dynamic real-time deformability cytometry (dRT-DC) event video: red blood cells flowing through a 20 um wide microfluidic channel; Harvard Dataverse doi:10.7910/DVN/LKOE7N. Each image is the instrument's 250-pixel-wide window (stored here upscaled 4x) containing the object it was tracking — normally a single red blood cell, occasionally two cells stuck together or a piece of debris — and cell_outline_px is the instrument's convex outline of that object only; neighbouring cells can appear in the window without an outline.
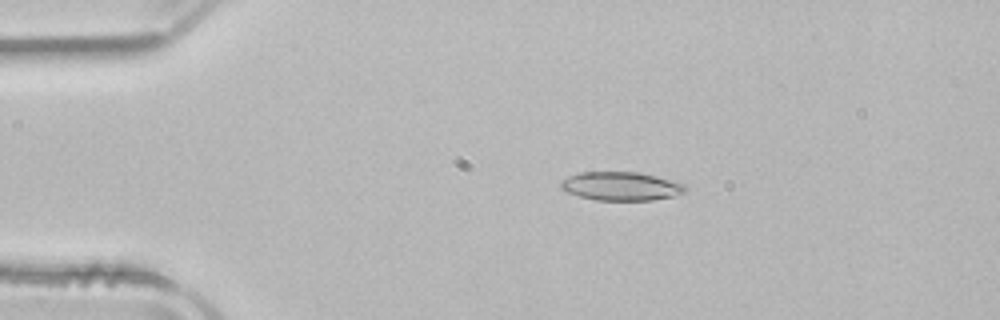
{"species": "common noctule bat (a hibernating species)", "species_latin": "Nyctalus noctula", "temperature_condition": "room temperature", "stored_images_in_passage": 51, "camera_frame_rate_fps": 3000, "um_per_image_px": 0.085, "animal": {"sex": "male", "body_mass_g": 21.5, "forearm_length_mm": 52.0}, "frame": {"image": 1, "passage_image": 10, "time_ms": 3.0, "image_size_px": [1000, 320], "cell_outline_px": [[688, 188], [684, 192], [672, 196], [652, 200], [596, 200], [580, 196], [568, 192], [560, 188], [560, 180], [568, 176], [580, 172], [640, 172], [656, 176], [684, 184]], "centroid_in_image_um": [52.76, 15.82], "position_along_channel_um": 32.2, "area_um2": 20.69}}
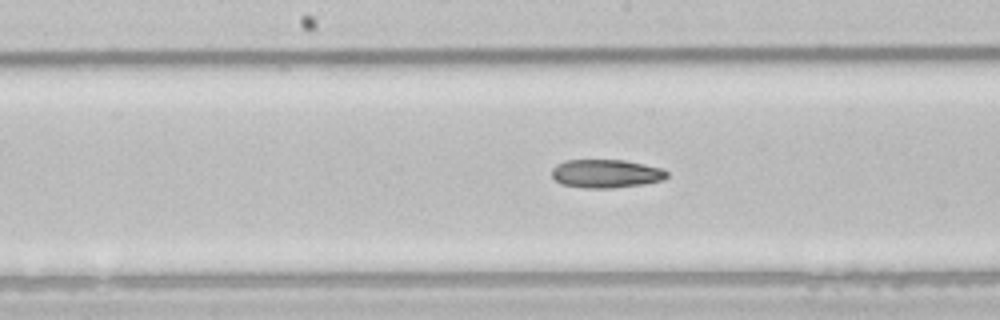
{"frame": {"image": 2, "passage_image": 26, "time_ms": 8.333, "image_size_px": [1000, 320], "cell_outline_px": [[668, 176], [664, 180], [644, 184], [612, 188], [584, 188], [560, 184], [552, 176], [552, 168], [556, 164], [564, 160], [624, 160], [664, 168], [668, 172]], "centroid_in_image_um": [51.52, 14.76], "position_along_channel_um": 196.7, "area_um2": 19.31}}
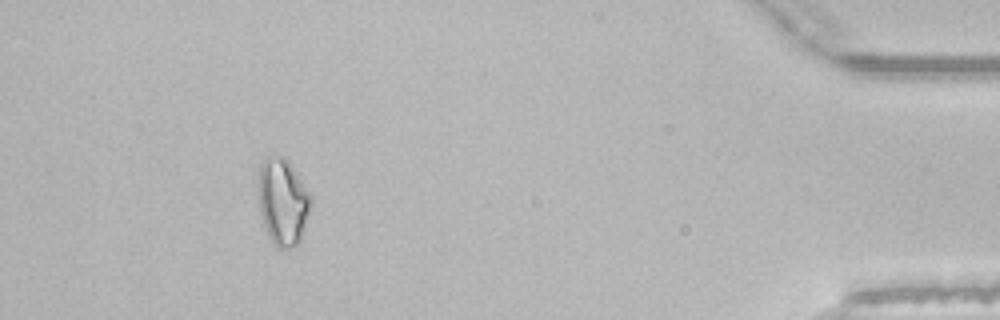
{"frame": {"image": 3, "passage_image": 47, "time_ms": 15.333, "image_size_px": [1000, 320], "cell_outline_px": [[312, 204], [300, 240], [296, 244], [288, 248], [280, 248], [272, 240], [264, 224], [260, 212], [260, 164], [268, 156], [284, 156], [288, 160], [312, 196]], "centroid_in_image_um": [24.08, 17.11], "position_along_channel_um": 411.1, "area_um2": 25.89}, "authors_computed_cell_mechanics": {"area_um2": 20.6924, "velocity_mm_per_s": 3.9483, "shape_relaxation_time_tau1_ms": null, "shape_relaxation_time_tau2_ms": 10.4887, "deformation_change_tau1": null, "deformation_change_tau2": 0.1882}}